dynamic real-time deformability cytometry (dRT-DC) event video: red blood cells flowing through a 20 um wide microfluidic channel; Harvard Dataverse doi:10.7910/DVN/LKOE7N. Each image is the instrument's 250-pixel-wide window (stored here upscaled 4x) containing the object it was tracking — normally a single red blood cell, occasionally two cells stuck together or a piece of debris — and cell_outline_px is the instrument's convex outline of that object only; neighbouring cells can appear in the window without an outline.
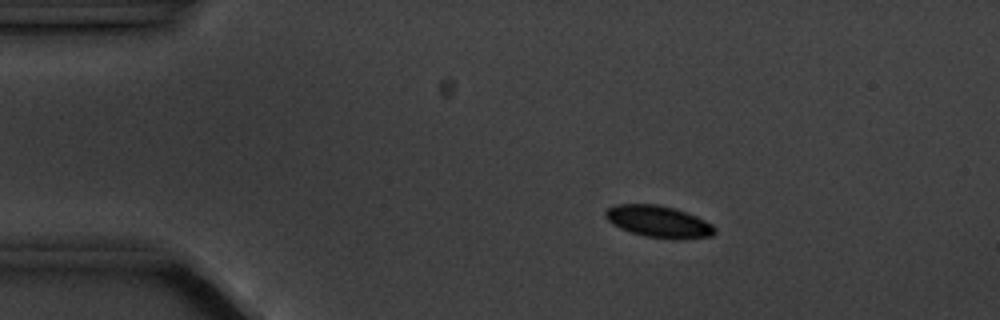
{"species": "common noctule bat (a hibernating species)", "species_latin": "Nyctalus noctula", "temperature_condition": "cold", "stored_images_in_passage": 4, "camera_frame_rate_fps": 3000, "um_per_image_px": 0.085, "animal": {"sex": "male", "body_mass_g": 20.1, "forearm_length_mm": 53.5}, "frame": {"image": 1, "passage_image": 1, "time_ms": 0.0, "image_size_px": [1000, 320], "cell_outline_px": [[716, 232], [712, 236], [680, 240], [672, 240], [644, 236], [620, 228], [612, 224], [604, 216], [604, 212], [608, 208], [616, 204], [660, 204], [696, 216], [712, 224], [716, 228]], "centroid_in_image_um": [55.99, 18.85], "position_along_channel_um": 29.0, "area_um2": 20.4}}